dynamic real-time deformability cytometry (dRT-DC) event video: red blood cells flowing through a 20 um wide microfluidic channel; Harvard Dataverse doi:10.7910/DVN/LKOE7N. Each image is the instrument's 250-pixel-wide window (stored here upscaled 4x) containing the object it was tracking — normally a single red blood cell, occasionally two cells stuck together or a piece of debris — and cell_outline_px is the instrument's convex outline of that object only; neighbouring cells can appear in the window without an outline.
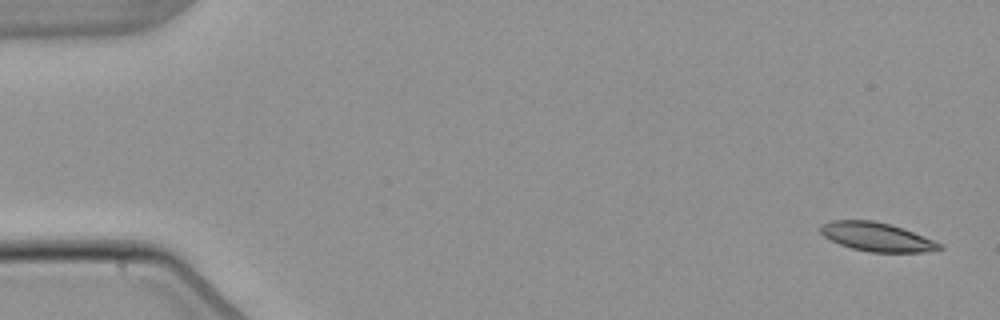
{"species": "common noctule bat (a hibernating species)", "species_latin": "Nyctalus noctula", "temperature_condition": "warm", "stored_images_in_passage": 4, "camera_frame_rate_fps": 3000, "um_per_image_px": 0.085, "animal": {"sex": "male", "body_mass_g": 21.5, "forearm_length_mm": 52.0}, "frame": {"image": 1, "passage_image": 1, "time_ms": 0.0, "image_size_px": [1000, 320], "cell_outline_px": [[944, 248], [924, 252], [868, 252], [852, 248], [840, 244], [824, 236], [820, 232], [820, 224], [832, 220], [872, 220], [888, 224], [912, 232], [932, 240], [940, 244]], "centroid_in_image_um": [74.47, 20.13], "position_along_channel_um": 10.5, "area_um2": 19.59}}